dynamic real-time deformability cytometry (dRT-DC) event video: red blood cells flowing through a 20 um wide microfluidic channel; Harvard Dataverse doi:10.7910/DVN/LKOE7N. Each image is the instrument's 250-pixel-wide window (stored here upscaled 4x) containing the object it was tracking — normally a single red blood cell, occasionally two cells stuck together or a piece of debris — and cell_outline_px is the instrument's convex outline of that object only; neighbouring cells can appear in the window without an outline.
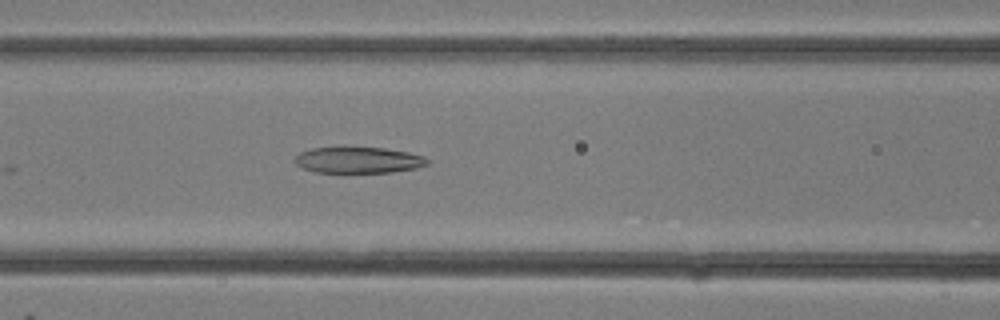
{"species": "common noctule bat (a hibernating species)", "species_latin": "Nyctalus noctula", "temperature_condition": "room temperature", "stored_images_in_passage": 10, "camera_frame_rate_fps": 3000, "um_per_image_px": 0.085, "animal": {"sex": "female"}, "frame": {"image": 1, "passage_image": 6, "time_ms": 1.667, "image_size_px": [1000, 320], "cell_outline_px": [[428, 164], [416, 168], [392, 172], [312, 172], [296, 164], [292, 160], [300, 152], [312, 148], [384, 148], [408, 152], [424, 156], [428, 160]], "centroid_in_image_um": [30.45, 13.61], "position_along_channel_um": 136.2, "area_um2": 20.0}}
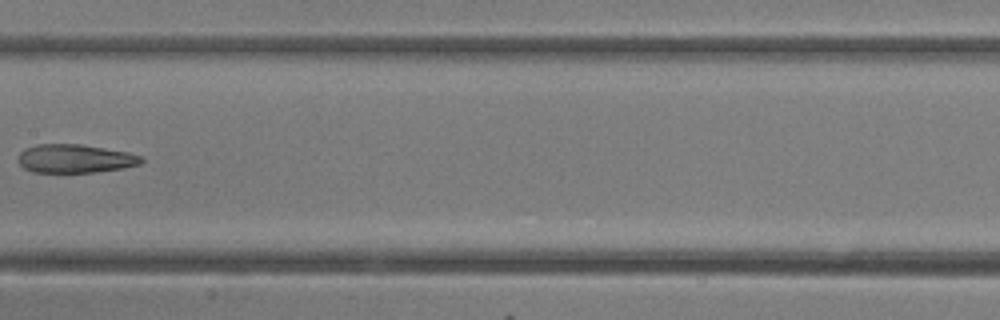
{"frame": {"image": 2, "passage_image": 9, "time_ms": 2.667, "image_size_px": [1000, 320], "cell_outline_px": [[144, 160], [140, 164], [124, 168], [92, 172], [32, 172], [24, 168], [16, 160], [16, 156], [24, 148], [36, 144], [80, 144], [128, 152], [144, 156]], "centroid_in_image_um": [6.35, 13.47], "position_along_channel_um": 201.0, "area_um2": 20.69}}